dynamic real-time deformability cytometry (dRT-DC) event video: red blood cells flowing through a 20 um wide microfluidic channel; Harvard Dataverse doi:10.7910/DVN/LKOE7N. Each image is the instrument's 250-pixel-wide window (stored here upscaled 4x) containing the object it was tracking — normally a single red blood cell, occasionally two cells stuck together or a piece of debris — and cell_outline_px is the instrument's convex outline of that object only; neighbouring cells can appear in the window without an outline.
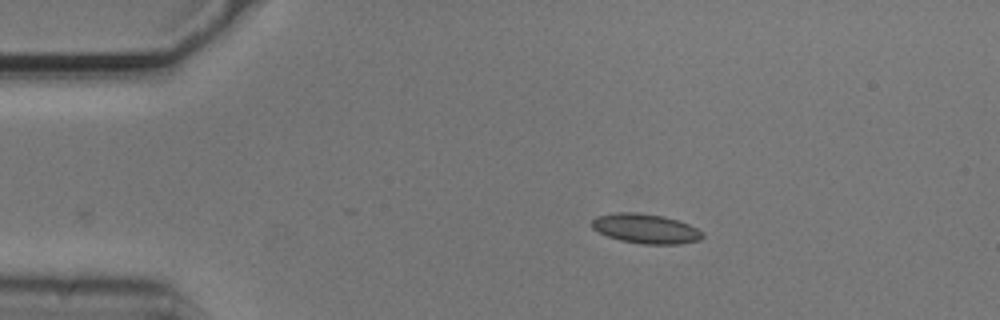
{"species": "common noctule bat (a hibernating species)", "species_latin": "Nyctalus noctula", "temperature_condition": "cold", "stored_images_in_passage": 41, "camera_frame_rate_fps": 3000, "um_per_image_px": 0.085, "animal": {"sex": "male", "body_mass_g": 20.5, "forearm_length_mm": 52.5}, "frame": {"image": 1, "passage_image": 1, "time_ms": 0.0, "image_size_px": [1000, 320], "cell_outline_px": [[704, 236], [700, 240], [680, 244], [644, 244], [620, 240], [608, 236], [592, 228], [592, 220], [596, 216], [616, 212], [636, 212], [664, 216], [688, 224], [704, 232]], "centroid_in_image_um": [54.89, 19.43], "position_along_channel_um": 30.1, "area_um2": 19.07}}
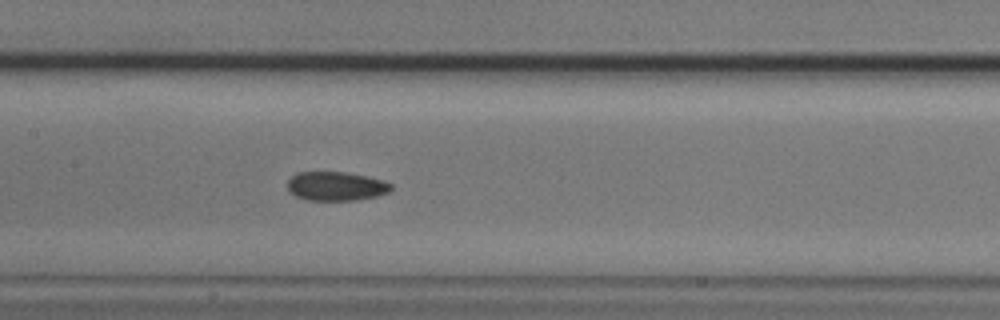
{"frame": {"image": 2, "passage_image": 17, "time_ms": 5.333, "image_size_px": [1000, 320], "cell_outline_px": [[392, 188], [388, 192], [376, 196], [352, 200], [308, 200], [296, 196], [288, 188], [288, 180], [296, 172], [344, 172], [368, 176], [384, 180], [392, 184]], "centroid_in_image_um": [28.58, 15.81], "position_along_channel_um": 178.8, "area_um2": 17.4}}
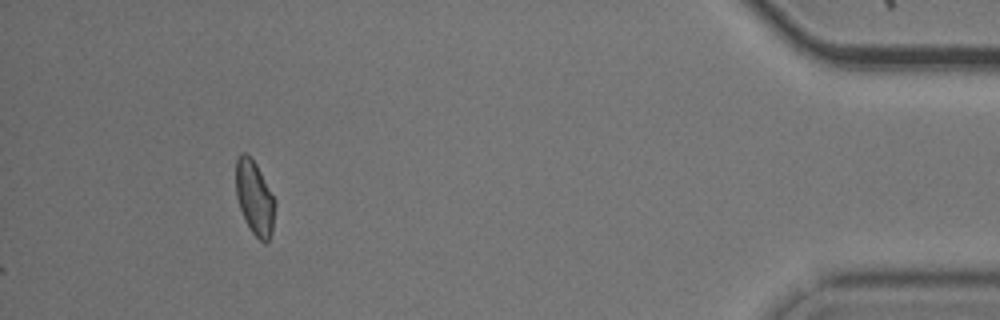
{"frame": {"image": 3, "passage_image": 41, "time_ms": 13.333, "image_size_px": [1000, 320], "cell_outline_px": [[276, 204], [272, 232], [268, 240], [264, 244], [252, 232], [244, 220], [236, 196], [236, 160], [240, 152], [248, 152], [256, 164], [276, 200]], "centroid_in_image_um": [21.64, 16.8], "position_along_channel_um": 413.6, "area_um2": 17.11}, "authors_computed_cell_mechanics": {"area_um2": 17.8024, "velocity_mm_per_s": 3.7267, "shape_relaxation_time_tau1_ms": 5.2737, "shape_relaxation_time_tau2_ms": 4.7012, "deformation_change_tau1": 0.0908, "deformation_change_tau2": 0.0869}}